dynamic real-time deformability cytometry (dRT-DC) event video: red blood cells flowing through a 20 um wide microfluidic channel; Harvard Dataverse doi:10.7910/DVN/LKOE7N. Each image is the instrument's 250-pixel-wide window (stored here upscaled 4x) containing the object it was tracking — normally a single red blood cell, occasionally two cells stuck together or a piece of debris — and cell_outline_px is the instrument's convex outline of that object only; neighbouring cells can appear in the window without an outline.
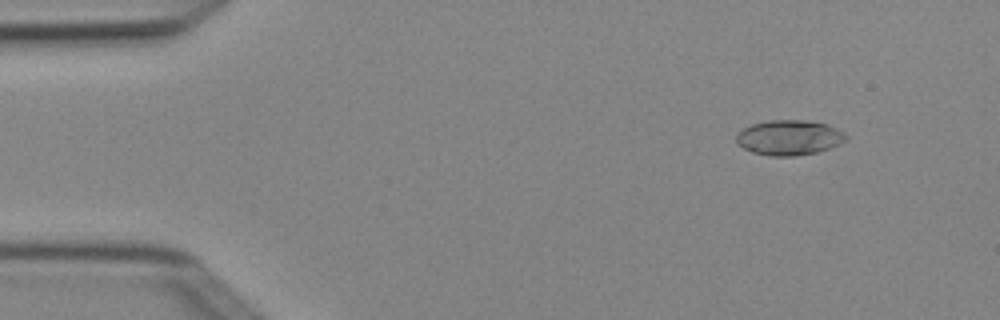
{"species": "Egyptian fruit bat (a non-hibernating species)", "species_latin": "Rousettus aegyptiacus", "temperature_condition": "cold", "stored_images_in_passage": 4, "camera_frame_rate_fps": 3000, "um_per_image_px": 0.085, "animal": {"sex": "female"}, "frame": {"image": 1, "passage_image": 2, "time_ms": 0.333, "image_size_px": [1000, 320], "cell_outline_px": [[848, 140], [840, 144], [816, 152], [796, 156], [768, 156], [752, 152], [736, 144], [736, 132], [752, 124], [768, 120], [808, 120], [828, 124], [844, 132], [848, 136]], "centroid_in_image_um": [67.08, 11.69], "position_along_channel_um": 17.9, "area_um2": 22.72}}
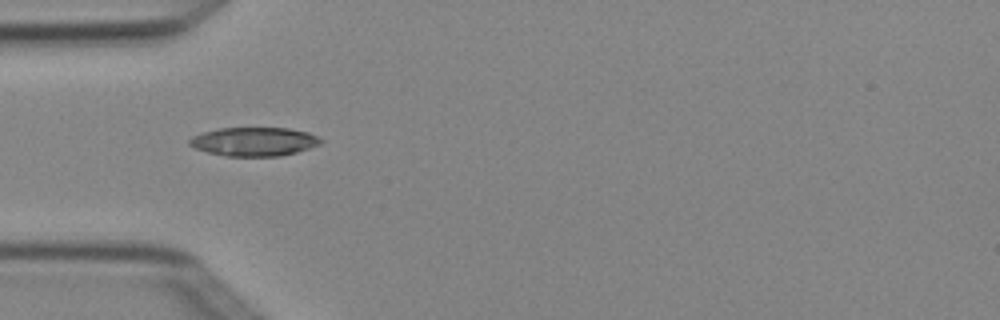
{"frame": {"image": 2, "passage_image": 4, "time_ms": 1.0, "image_size_px": [1000, 320], "cell_outline_px": [[324, 140], [320, 144], [296, 152], [280, 156], [224, 156], [208, 152], [196, 148], [188, 144], [188, 140], [192, 136], [204, 132], [220, 128], [288, 128], [308, 132]], "centroid_in_image_um": [21.59, 12.03], "position_along_channel_um": 63.4, "area_um2": 21.91}}